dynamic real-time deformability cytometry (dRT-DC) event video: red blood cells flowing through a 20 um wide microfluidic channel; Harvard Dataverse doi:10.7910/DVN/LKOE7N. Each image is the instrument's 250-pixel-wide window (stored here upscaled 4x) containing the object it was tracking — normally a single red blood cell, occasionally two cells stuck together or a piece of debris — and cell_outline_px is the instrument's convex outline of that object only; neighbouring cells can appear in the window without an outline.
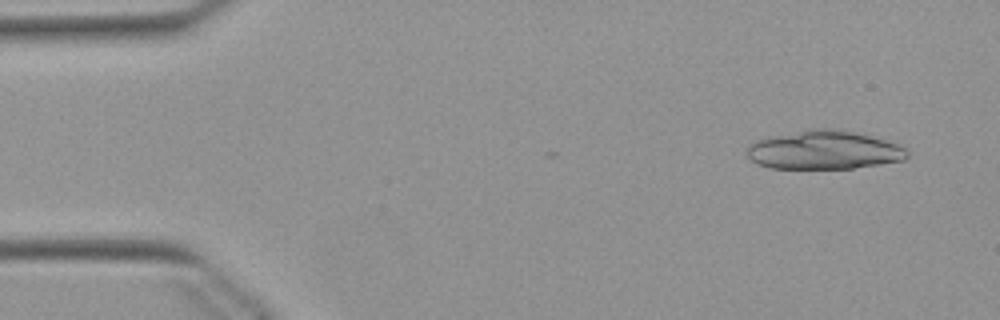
{"species": "Egyptian fruit bat (a non-hibernating species)", "species_latin": "Rousettus aegyptiacus", "temperature_condition": "warm", "stored_images_in_passage": 5, "camera_frame_rate_fps": 3000, "um_per_image_px": 0.085, "animal": {"sex": "female"}, "frame": {"image": 1, "passage_image": 3, "time_ms": 0.667, "image_size_px": [1000, 320], "cell_outline_px": [[908, 156], [904, 160], [880, 164], [852, 168], [768, 168], [756, 164], [744, 152], [756, 140], [768, 136], [808, 128], [832, 128], [856, 132], [896, 140], [908, 152]], "centroid_in_image_um": [70.08, 12.73], "position_along_channel_um": 14.9, "area_um2": 36.82}}